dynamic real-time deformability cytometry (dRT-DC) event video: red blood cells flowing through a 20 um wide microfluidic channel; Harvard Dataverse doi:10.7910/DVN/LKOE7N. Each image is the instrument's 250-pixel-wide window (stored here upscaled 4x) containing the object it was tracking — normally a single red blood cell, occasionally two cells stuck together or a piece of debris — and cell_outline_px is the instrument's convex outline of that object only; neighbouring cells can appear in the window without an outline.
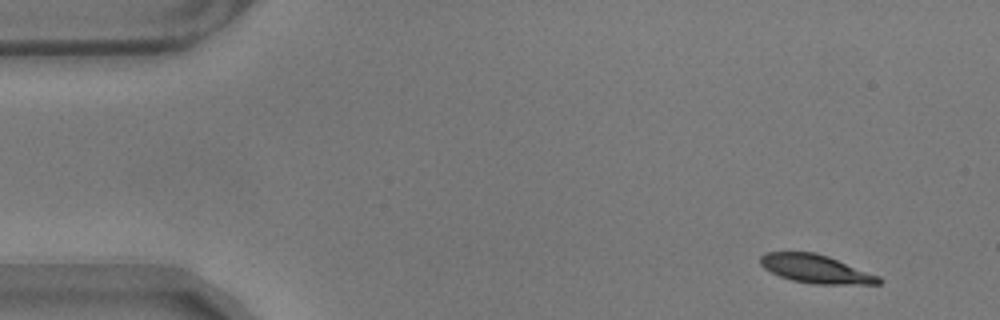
{"species": "common noctule bat (a hibernating species)", "species_latin": "Nyctalus noctula", "temperature_condition": "warm", "stored_images_in_passage": 54, "camera_frame_rate_fps": 3000, "um_per_image_px": 0.085, "animal": {"sex": "male", "body_mass_g": 17.9}, "frame": {"image": 1, "passage_image": 1, "time_ms": 0.0, "image_size_px": [1000, 320], "cell_outline_px": [[884, 280], [880, 284], [812, 284], [792, 280], [780, 276], [764, 268], [760, 264], [760, 256], [764, 252], [816, 252], [828, 256], [880, 276]], "centroid_in_image_um": [69.36, 22.86], "position_along_channel_um": 15.6, "area_um2": 19.65}}
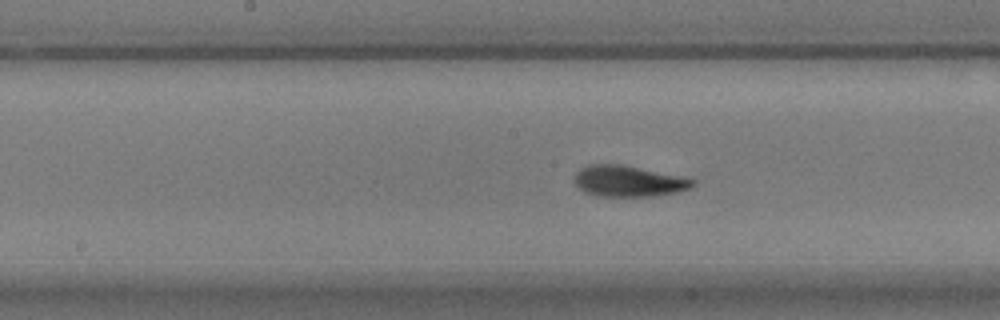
{"frame": {"image": 2, "passage_image": 25, "time_ms": 8.0, "image_size_px": [1000, 320], "cell_outline_px": [[696, 184], [692, 188], [680, 192], [656, 196], [596, 196], [584, 192], [572, 180], [576, 172], [580, 168], [588, 164], [620, 164], [680, 176], [696, 180]], "centroid_in_image_um": [53.42, 15.4], "position_along_channel_um": 194.8, "area_um2": 21.62}}
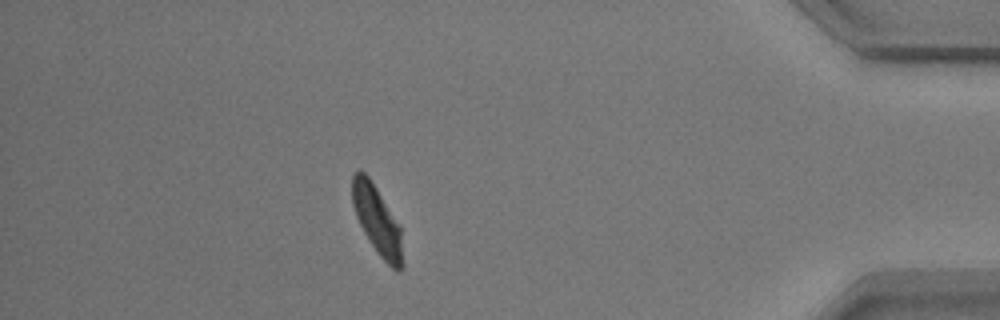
{"frame": {"image": 3, "passage_image": 47, "time_ms": 15.333, "image_size_px": [1000, 320], "cell_outline_px": [[404, 268], [400, 272], [396, 272], [376, 252], [364, 232], [356, 216], [352, 204], [352, 176], [360, 168], [368, 176], [400, 224], [404, 264]], "centroid_in_image_um": [32.09, 18.78], "position_along_channel_um": 403.1, "area_um2": 20.35}, "authors_computed_cell_mechanics": {"area_um2": 20.7213, "velocity_mm_per_s": 3.4815, "shape_relaxation_time_tau1_ms": 2.4564, "shape_relaxation_time_tau2_ms": 1.5421, "deformation_change_tau1": 0.1607, "deformation_change_tau2": 0.0686}}